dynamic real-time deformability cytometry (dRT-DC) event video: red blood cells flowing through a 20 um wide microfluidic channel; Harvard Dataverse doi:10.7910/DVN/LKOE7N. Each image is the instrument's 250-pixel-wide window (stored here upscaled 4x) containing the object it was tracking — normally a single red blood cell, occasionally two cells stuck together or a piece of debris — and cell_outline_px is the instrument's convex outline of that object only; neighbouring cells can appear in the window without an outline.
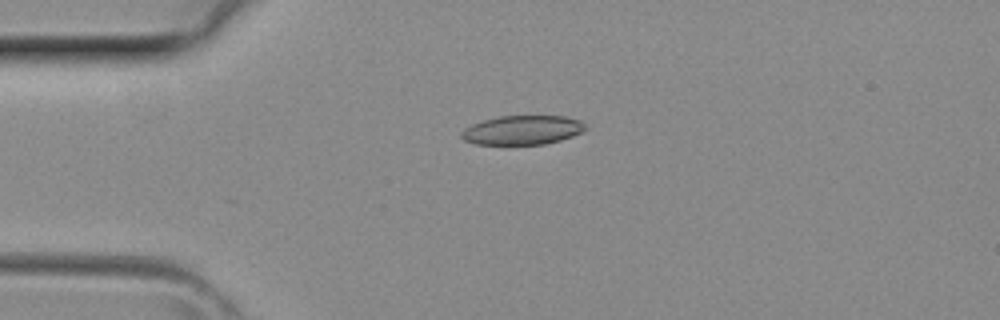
{"species": "common noctule bat (a hibernating species)", "species_latin": "Nyctalus noctula", "temperature_condition": "room temperature", "stored_images_in_passage": 4, "camera_frame_rate_fps": 3000, "um_per_image_px": 0.085, "animal": {"sex": "female", "body_mass_g": 29.2, "forearm_length_mm": 56.3}, "frame": {"image": 1, "passage_image": 3, "time_ms": 0.667, "image_size_px": [1000, 320], "cell_outline_px": [[588, 128], [572, 136], [560, 140], [544, 144], [476, 144], [464, 140], [460, 136], [460, 132], [464, 128], [472, 124], [484, 120], [500, 116], [564, 116], [580, 120]], "centroid_in_image_um": [44.39, 11.05], "position_along_channel_um": 40.6, "area_um2": 20.98}}